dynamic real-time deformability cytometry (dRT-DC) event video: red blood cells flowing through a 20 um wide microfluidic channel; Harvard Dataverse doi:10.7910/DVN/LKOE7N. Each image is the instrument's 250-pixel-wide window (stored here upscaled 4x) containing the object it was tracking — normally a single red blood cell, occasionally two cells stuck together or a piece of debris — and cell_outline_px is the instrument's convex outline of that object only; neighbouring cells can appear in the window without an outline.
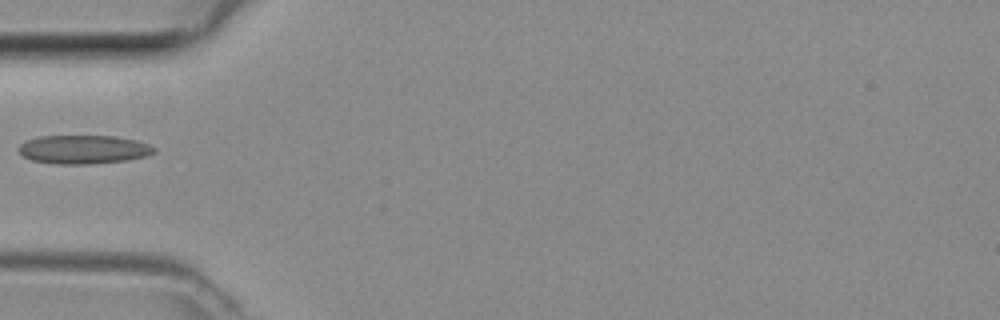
{"species": "common noctule bat (a hibernating species)", "species_latin": "Nyctalus noctula", "temperature_condition": "room temperature", "stored_images_in_passage": 26, "camera_frame_rate_fps": 3000, "um_per_image_px": 0.085, "animal": {"sex": "female", "body_mass_g": 29.2, "forearm_length_mm": 56.3}, "frame": {"image": 1, "passage_image": 1, "time_ms": 0.0, "image_size_px": [1000, 320], "cell_outline_px": [[156, 152], [148, 156], [128, 160], [92, 164], [56, 164], [32, 160], [24, 156], [20, 152], [20, 144], [28, 140], [40, 136], [116, 136], [136, 140], [148, 144], [156, 148]], "centroid_in_image_um": [7.16, 12.71], "position_along_channel_um": 77.8, "area_um2": 22.66}}
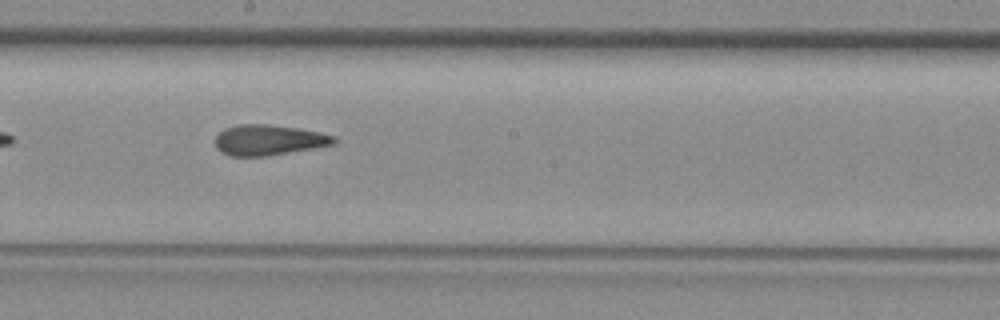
{"frame": {"image": 2, "passage_image": 11, "time_ms": 3.333, "image_size_px": [1000, 320], "cell_outline_px": [[336, 144], [316, 148], [268, 156], [228, 156], [220, 152], [216, 148], [216, 136], [224, 128], [240, 124], [264, 124], [296, 128], [336, 136]], "centroid_in_image_um": [22.83, 11.92], "position_along_channel_um": 225.4, "area_um2": 21.15}}
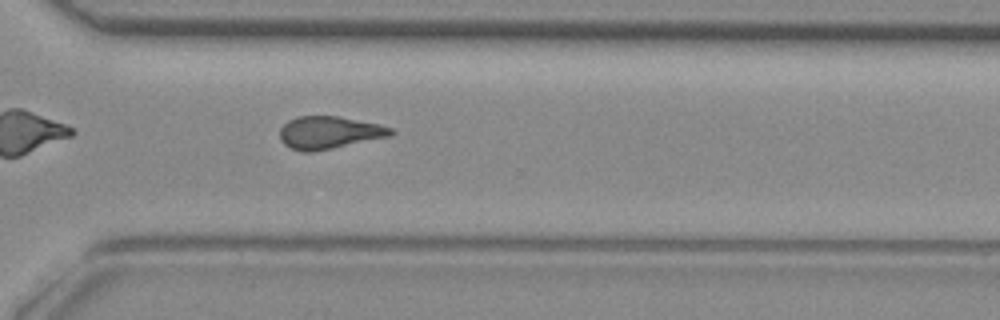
{"frame": {"image": 3, "passage_image": 19, "time_ms": 6.0, "image_size_px": [1000, 320], "cell_outline_px": [[396, 132], [392, 136], [312, 152], [300, 152], [284, 144], [280, 140], [280, 128], [288, 120], [296, 116], [336, 116], [380, 124], [392, 128]], "centroid_in_image_um": [27.98, 11.27], "position_along_channel_um": 342.6, "area_um2": 21.15}}